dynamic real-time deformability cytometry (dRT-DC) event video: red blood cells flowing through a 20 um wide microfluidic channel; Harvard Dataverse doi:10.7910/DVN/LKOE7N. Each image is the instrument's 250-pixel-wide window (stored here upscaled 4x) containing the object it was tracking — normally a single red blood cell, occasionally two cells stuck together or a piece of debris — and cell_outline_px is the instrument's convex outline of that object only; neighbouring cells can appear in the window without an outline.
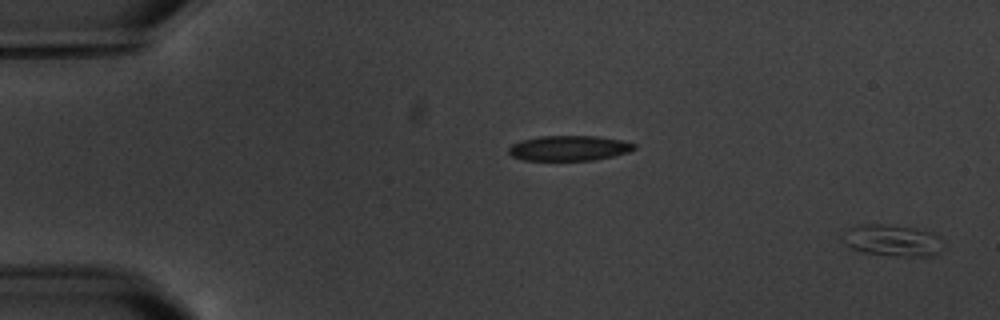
{"species": "common noctule bat (a hibernating species)", "species_latin": "Nyctalus noctula", "temperature_condition": "warm", "stored_images_in_passage": 4, "segment_of_instrument_passage": [2, 2], "camera_frame_rate_fps": 3000, "um_per_image_px": 0.085, "animal": {"sex": "male", "body_mass_g": 20.1, "forearm_length_mm": 53.5}, "frame": {"image": 1, "passage_image": 4, "time_ms": 3.333, "image_size_px": [1000, 320], "cell_outline_px": [[944, 240], [936, 252], [928, 256], [900, 256], [860, 252], [852, 248], [840, 240], [840, 232], [848, 228], [860, 224], [888, 224], [916, 228], [940, 236]], "centroid_in_image_um": [75.75, 20.41], "position_along_channel_um": 9.3, "area_um2": 18.67}}